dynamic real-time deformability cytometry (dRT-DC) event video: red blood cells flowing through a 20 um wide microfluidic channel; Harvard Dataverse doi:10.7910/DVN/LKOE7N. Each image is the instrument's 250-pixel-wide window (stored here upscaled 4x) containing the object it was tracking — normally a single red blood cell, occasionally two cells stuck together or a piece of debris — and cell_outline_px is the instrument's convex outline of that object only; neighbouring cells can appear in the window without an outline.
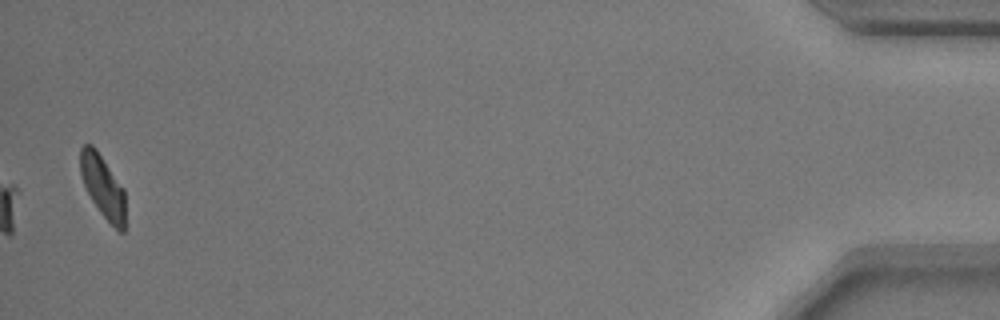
{"species": "common noctule bat (a hibernating species)", "species_latin": "Nyctalus noctula", "temperature_condition": "warm", "stored_images_in_passage": 41, "camera_frame_rate_fps": 3000, "um_per_image_px": 0.085, "animal": {"sex": "male", "body_mass_g": 17.9}, "frame": {"image": 1, "passage_image": 41, "time_ms": 13.333, "image_size_px": [1000, 320], "cell_outline_px": [[124, 232], [120, 232], [100, 212], [92, 200], [84, 184], [80, 172], [80, 148], [84, 144], [92, 144], [96, 148], [124, 188]], "centroid_in_image_um": [8.73, 15.8], "position_along_channel_um": 426.5, "area_um2": 16.18}, "authors_computed_cell_mechanics": {"area_um2": 18.9006, "velocity_mm_per_s": 3.7316, "shape_relaxation_time_tau1_ms": 3.0645, "shape_relaxation_time_tau2_ms": 2.4546, "deformation_change_tau1": 0.0936, "deformation_change_tau2": 0.0972}}